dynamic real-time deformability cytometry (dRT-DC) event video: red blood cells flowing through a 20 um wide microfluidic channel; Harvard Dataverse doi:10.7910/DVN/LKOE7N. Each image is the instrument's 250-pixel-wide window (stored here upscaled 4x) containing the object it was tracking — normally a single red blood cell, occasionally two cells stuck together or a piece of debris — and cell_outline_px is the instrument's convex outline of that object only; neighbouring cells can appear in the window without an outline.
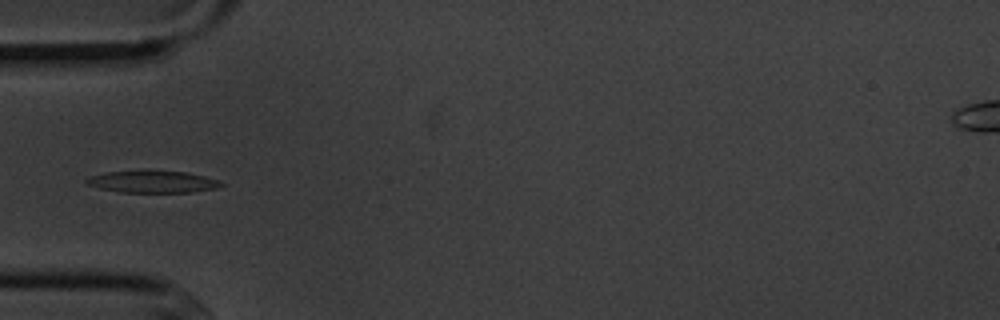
{"species": "common noctule bat (a hibernating species)", "species_latin": "Nyctalus noctula", "temperature_condition": "cold", "stored_images_in_passage": 5, "camera_frame_rate_fps": 3000, "um_per_image_px": 0.085, "animal": {"sex": "male", "body_mass_g": 20.1, "forearm_length_mm": 53.5}, "frame": {"image": 1, "passage_image": 5, "time_ms": 4.667, "image_size_px": [1000, 320], "cell_outline_px": [[224, 184], [216, 188], [192, 192], [120, 192], [100, 188], [88, 184], [84, 180], [88, 176], [104, 172], [188, 172], [204, 176], [216, 180]], "centroid_in_image_um": [12.94, 15.46], "position_along_channel_um": 72.1, "area_um2": 16.7}}